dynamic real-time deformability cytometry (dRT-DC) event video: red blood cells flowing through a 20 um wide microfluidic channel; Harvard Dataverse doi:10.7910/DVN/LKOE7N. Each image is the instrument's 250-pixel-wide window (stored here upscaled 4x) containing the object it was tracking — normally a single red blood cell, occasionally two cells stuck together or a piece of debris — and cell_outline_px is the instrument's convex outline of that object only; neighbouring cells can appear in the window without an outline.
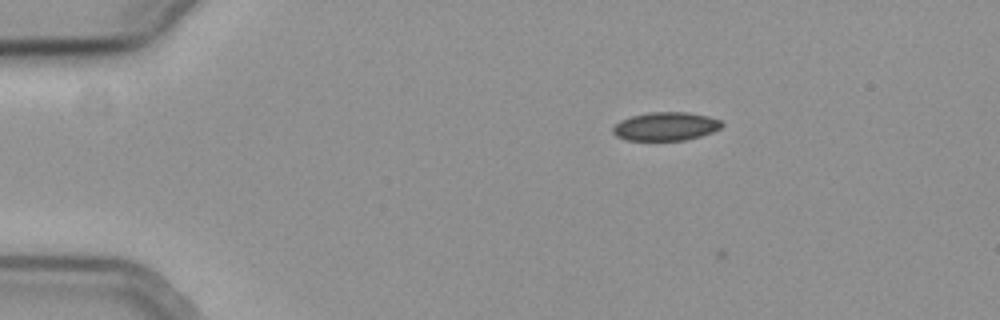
{"species": "common noctule bat (a hibernating species)", "species_latin": "Nyctalus noctula", "temperature_condition": "cold", "stored_images_in_passage": 8, "camera_frame_rate_fps": 3000, "um_per_image_px": 0.085, "animal": {"sex": "female", "body_mass_g": 19.3, "forearm_length_mm": 54.1}, "frame": {"image": 1, "passage_image": 6, "time_ms": 1.667, "image_size_px": [1000, 320], "cell_outline_px": [[724, 124], [720, 128], [712, 132], [700, 136], [684, 140], [624, 140], [616, 136], [612, 132], [612, 128], [620, 120], [632, 116], [648, 112], [688, 112], [708, 116], [720, 120]], "centroid_in_image_um": [56.57, 10.74], "position_along_channel_um": 28.4, "area_um2": 18.09}}